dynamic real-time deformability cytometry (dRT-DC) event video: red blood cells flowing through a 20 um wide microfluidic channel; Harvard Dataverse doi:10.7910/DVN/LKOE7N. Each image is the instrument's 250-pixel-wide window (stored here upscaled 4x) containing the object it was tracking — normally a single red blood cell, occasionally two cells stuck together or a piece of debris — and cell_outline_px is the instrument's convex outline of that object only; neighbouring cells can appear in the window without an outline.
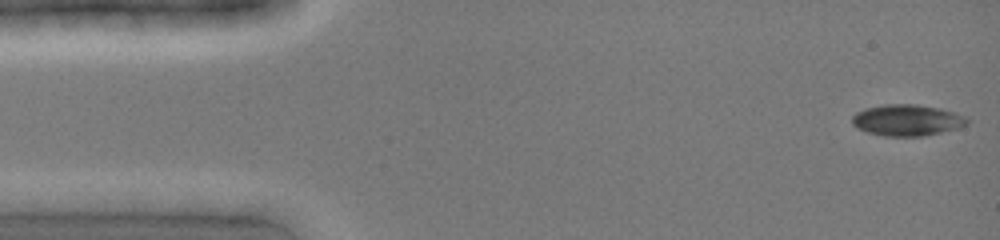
{"species": "common noctule bat (a hibernating species)", "species_latin": "Nyctalus noctula", "temperature_condition": "cold", "stored_images_in_passage": 5, "camera_frame_rate_fps": 3000, "um_per_image_px": 0.085, "animal": {"sex": "female", "body_mass_g": 19.0, "forearm_length_mm": 51.5}, "frame": {"image": 1, "passage_image": 1, "time_ms": 0.0, "image_size_px": [1000, 240], "cell_outline_px": [[968, 124], [956, 128], [924, 136], [884, 136], [868, 132], [856, 128], [852, 124], [852, 116], [856, 112], [864, 108], [884, 104], [916, 104], [940, 108], [956, 112], [964, 116], [968, 120]], "centroid_in_image_um": [77.07, 10.2], "position_along_channel_um": 7.9, "area_um2": 21.04}}